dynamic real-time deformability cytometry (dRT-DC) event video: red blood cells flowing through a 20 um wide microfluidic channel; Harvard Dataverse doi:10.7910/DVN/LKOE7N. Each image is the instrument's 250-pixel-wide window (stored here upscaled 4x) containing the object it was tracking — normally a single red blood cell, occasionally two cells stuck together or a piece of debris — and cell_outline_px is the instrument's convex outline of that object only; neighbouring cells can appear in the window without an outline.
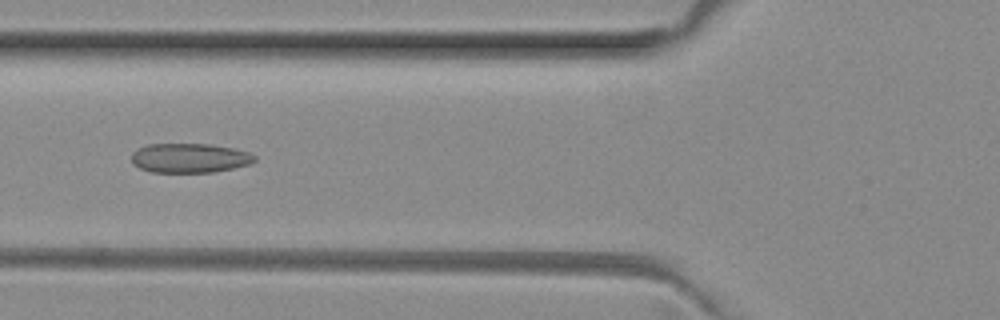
{"species": "common noctule bat (a hibernating species)", "species_latin": "Nyctalus noctula", "temperature_condition": "room temperature", "stored_images_in_passage": 4, "camera_frame_rate_fps": 3000, "um_per_image_px": 0.085, "animal": {"sex": "female", "body_mass_g": 29.2, "forearm_length_mm": 56.3}, "frame": {"image": 1, "passage_image": 3, "time_ms": 0.667, "image_size_px": [1000, 320], "cell_outline_px": [[256, 160], [248, 164], [232, 168], [212, 172], [152, 172], [140, 168], [132, 164], [132, 152], [136, 148], [148, 144], [208, 144], [232, 148], [248, 152], [256, 156]], "centroid_in_image_um": [16.07, 13.43], "position_along_channel_um": 109.7, "area_um2": 21.04}}
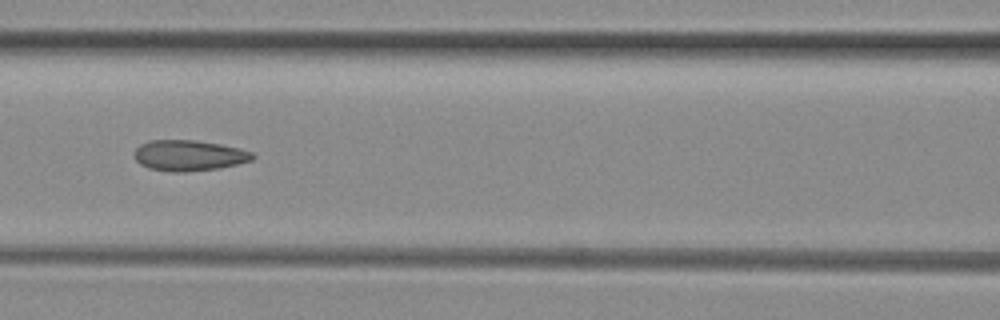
{"frame": {"image": 2, "passage_image": 4, "time_ms": 1.0, "image_size_px": [1000, 320], "cell_outline_px": [[256, 156], [252, 160], [236, 164], [216, 168], [188, 172], [172, 172], [148, 168], [140, 164], [132, 156], [136, 148], [140, 144], [148, 140], [196, 140], [220, 144], [240, 148], [252, 152]], "centroid_in_image_um": [16.02, 13.21], "position_along_channel_um": 150.6, "area_um2": 21.33}}